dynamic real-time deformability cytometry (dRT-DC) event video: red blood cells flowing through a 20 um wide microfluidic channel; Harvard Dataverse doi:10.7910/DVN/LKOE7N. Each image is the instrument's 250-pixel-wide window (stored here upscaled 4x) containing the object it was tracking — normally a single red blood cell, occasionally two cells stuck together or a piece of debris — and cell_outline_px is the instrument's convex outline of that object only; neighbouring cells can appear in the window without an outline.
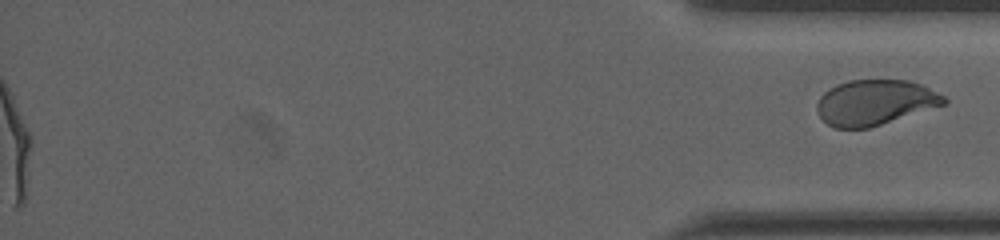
{"species": "human", "species_latin": "Homo sapiens", "temperature_condition": "cold", "stored_images_in_passage": 44, "segment_of_instrument_passage": [2, 2], "camera_frame_rate_fps": 3000, "um_per_image_px": 0.085, "donor": {"sex": "male"}, "frame": {"image": 1, "passage_image": 44, "time_ms": 14.333, "image_size_px": [1000, 240], "cell_outline_px": [[948, 104], [868, 128], [836, 128], [828, 124], [820, 116], [816, 108], [816, 104], [820, 96], [824, 92], [836, 84], [848, 80], [908, 80], [920, 84], [944, 96], [948, 100]], "centroid_in_image_um": [74.37, 8.7], "position_along_channel_um": 360.8, "area_um2": 33.52}}